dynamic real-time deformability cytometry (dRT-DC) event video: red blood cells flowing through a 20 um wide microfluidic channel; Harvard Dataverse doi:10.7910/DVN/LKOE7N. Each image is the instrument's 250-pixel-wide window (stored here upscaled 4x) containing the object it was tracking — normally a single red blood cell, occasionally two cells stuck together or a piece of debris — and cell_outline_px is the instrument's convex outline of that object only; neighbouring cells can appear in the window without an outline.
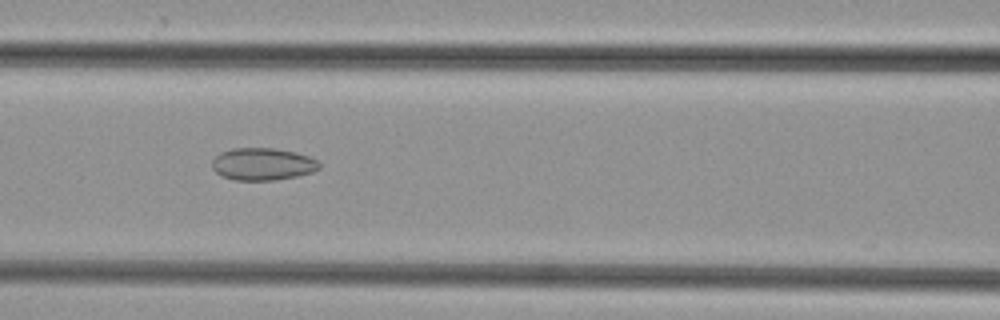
{"species": "common noctule bat (a hibernating species)", "species_latin": "Nyctalus noctula", "temperature_condition": "cold", "stored_images_in_passage": 44, "camera_frame_rate_fps": 3000, "um_per_image_px": 0.085, "animal": {"sex": "female", "body_mass_g": 29.2, "forearm_length_mm": 56.3}, "frame": {"image": 1, "passage_image": 16, "time_ms": 5.0, "image_size_px": [1000, 320], "cell_outline_px": [[320, 168], [312, 172], [296, 176], [276, 180], [236, 180], [220, 176], [212, 168], [212, 160], [220, 152], [232, 148], [276, 148], [296, 152], [308, 156], [316, 160], [320, 164]], "centroid_in_image_um": [22.3, 13.94], "position_along_channel_um": 144.3, "area_um2": 20.29}}
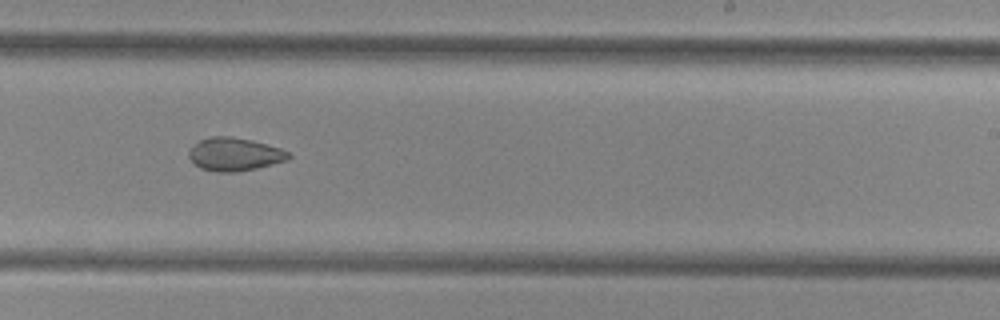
{"frame": {"image": 2, "passage_image": 25, "time_ms": 8.0, "image_size_px": [1000, 320], "cell_outline_px": [[292, 156], [288, 160], [256, 168], [236, 172], [216, 172], [200, 168], [188, 156], [188, 152], [200, 140], [212, 136], [232, 136], [252, 140], [280, 148], [288, 152]], "centroid_in_image_um": [19.95, 13.11], "position_along_channel_um": 269.0, "area_um2": 19.13}}
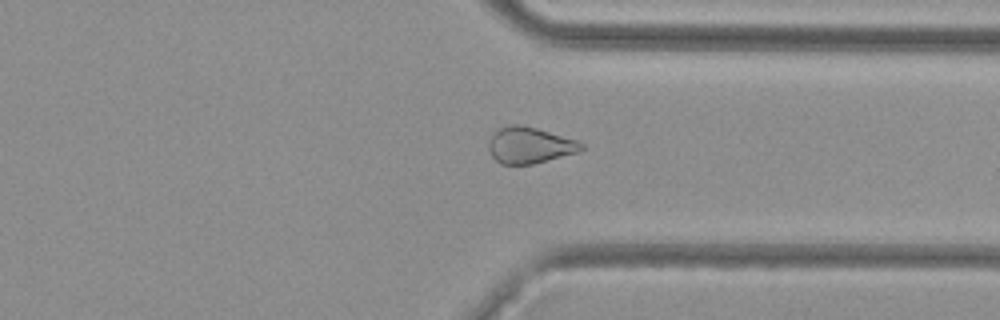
{"frame": {"image": 3, "passage_image": 32, "time_ms": 10.333, "image_size_px": [1000, 320], "cell_outline_px": [[584, 148], [580, 152], [532, 164], [500, 164], [492, 156], [488, 148], [488, 144], [492, 136], [500, 128], [508, 124], [520, 124], [536, 128], [576, 140], [584, 144]], "centroid_in_image_um": [45.03, 12.35], "position_along_channel_um": 366.4, "area_um2": 19.48}}